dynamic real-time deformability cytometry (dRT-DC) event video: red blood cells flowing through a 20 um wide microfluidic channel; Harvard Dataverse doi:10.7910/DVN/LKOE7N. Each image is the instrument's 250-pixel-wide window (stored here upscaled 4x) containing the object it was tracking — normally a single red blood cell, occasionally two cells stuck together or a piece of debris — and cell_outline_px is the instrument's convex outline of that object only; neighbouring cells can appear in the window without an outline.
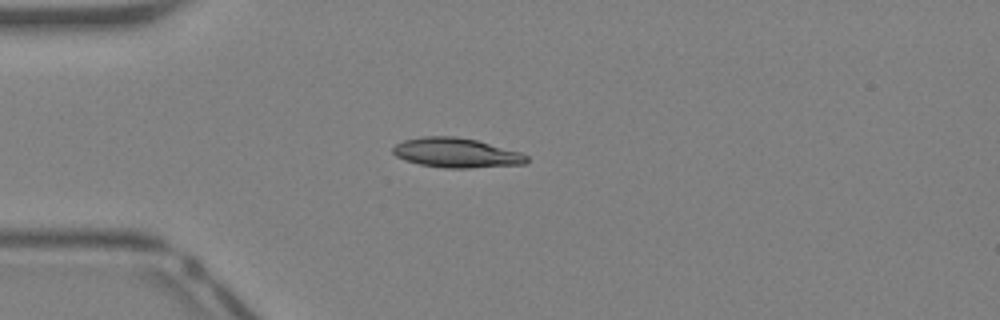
{"species": "Egyptian fruit bat (a non-hibernating species)", "species_latin": "Rousettus aegyptiacus", "temperature_condition": "warm", "stored_images_in_passage": 31, "camera_frame_rate_fps": 3000, "um_per_image_px": 0.085, "animal": {"sex": "female"}, "frame": {"image": 1, "passage_image": 1, "time_ms": 0.0, "image_size_px": [1000, 320], "cell_outline_px": [[528, 164], [468, 168], [444, 168], [420, 164], [404, 160], [396, 156], [392, 152], [392, 148], [396, 144], [404, 140], [424, 136], [452, 136], [476, 140], [520, 152], [528, 156]], "centroid_in_image_um": [38.79, 13.0], "position_along_channel_um": 46.2, "area_um2": 23.06}}
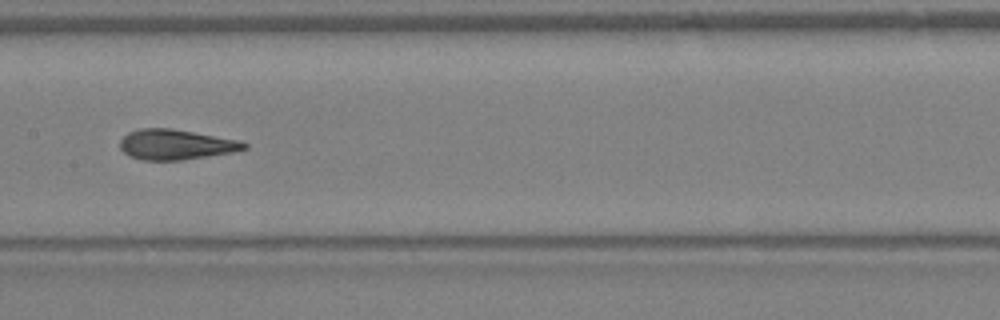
{"frame": {"image": 2, "passage_image": 11, "time_ms": 3.333, "image_size_px": [1000, 320], "cell_outline_px": [[248, 148], [236, 152], [180, 160], [144, 160], [128, 156], [120, 148], [120, 140], [128, 132], [140, 128], [172, 128], [240, 140], [248, 144]], "centroid_in_image_um": [14.97, 12.28], "position_along_channel_um": 192.4, "area_um2": 22.02}}
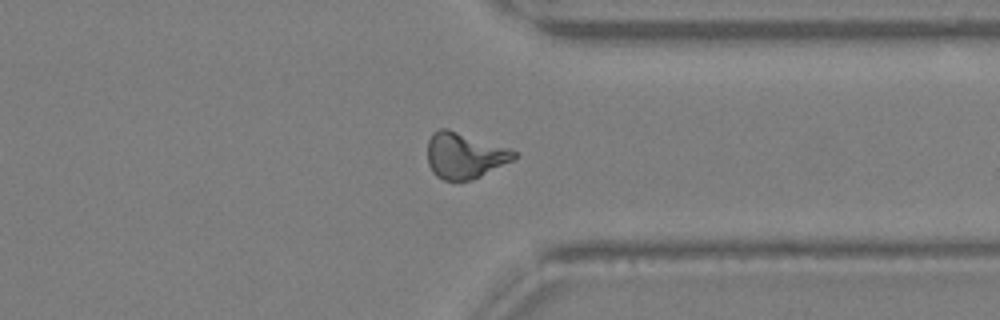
{"frame": {"image": 3, "passage_image": 22, "time_ms": 7.0, "image_size_px": [1000, 320], "cell_outline_px": [[516, 156], [512, 160], [472, 180], [444, 180], [436, 176], [432, 172], [428, 164], [428, 140], [432, 132], [440, 128], [448, 128], [508, 148], [516, 152]], "centroid_in_image_um": [39.43, 13.21], "position_along_channel_um": 372.0, "area_um2": 22.95}, "authors_computed_cell_mechanics": {"area_um2": 22.0218, "velocity_mm_per_s": 4.9543, "shape_relaxation_time_tau1_ms": 5.5237, "shape_relaxation_time_tau2_ms": 0.8559, "deformation_change_tau1": 0.2032, "deformation_change_tau2": 0.0654}}